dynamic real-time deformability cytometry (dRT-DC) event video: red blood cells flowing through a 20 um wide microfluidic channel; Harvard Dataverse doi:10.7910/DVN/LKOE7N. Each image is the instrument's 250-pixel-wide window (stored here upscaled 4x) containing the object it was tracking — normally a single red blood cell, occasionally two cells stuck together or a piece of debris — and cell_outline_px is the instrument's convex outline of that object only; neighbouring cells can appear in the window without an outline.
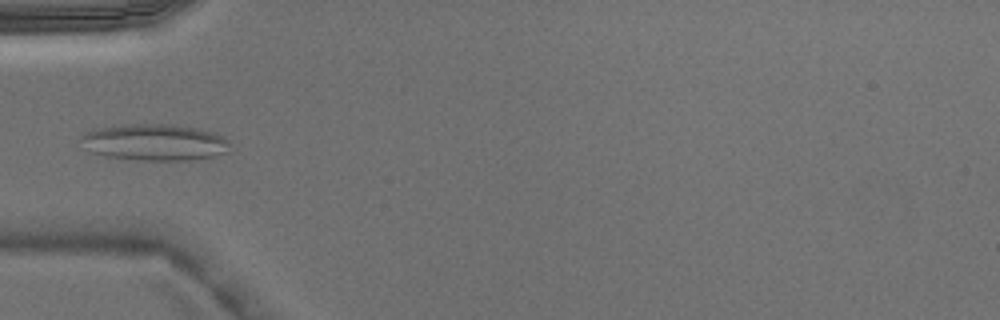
{"species": "Egyptian fruit bat (a non-hibernating species)", "species_latin": "Rousettus aegyptiacus", "temperature_condition": "warm", "stored_images_in_passage": 5, "camera_frame_rate_fps": 3000, "um_per_image_px": 0.085, "animal": {"sex": "male"}, "frame": {"image": 1, "passage_image": 5, "time_ms": 1.333, "image_size_px": [1000, 320], "cell_outline_px": [[228, 152], [212, 156], [188, 160], [140, 160], [104, 156], [92, 152], [80, 136], [84, 132], [96, 128], [124, 124], [172, 124], [200, 128], [224, 136], [228, 140]], "centroid_in_image_um": [13.17, 12.08], "position_along_channel_um": 71.8, "area_um2": 31.62}}